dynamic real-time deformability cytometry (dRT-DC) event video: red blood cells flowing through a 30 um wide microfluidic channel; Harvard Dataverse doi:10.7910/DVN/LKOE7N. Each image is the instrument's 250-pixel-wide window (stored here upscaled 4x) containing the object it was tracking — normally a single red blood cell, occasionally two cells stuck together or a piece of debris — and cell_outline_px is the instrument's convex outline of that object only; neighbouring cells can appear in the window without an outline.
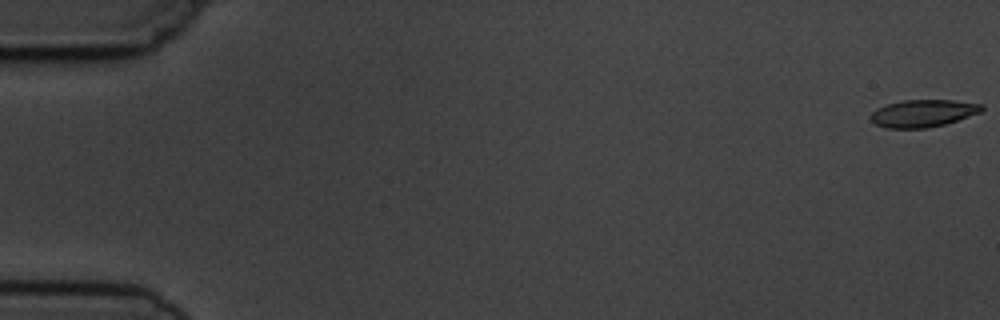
{"species": "common noctule bat (a hibernating species)", "species_latin": "Nyctalus noctula", "temperature_condition": "cold", "stored_images_in_passage": 3, "camera_frame_rate_fps": 3000, "um_per_image_px": 0.085, "animal": {"sex": "male", "body_mass_g": 19.5, "forearm_length_mm": 54.6}, "frame": {"image": 1, "passage_image": 1, "time_ms": 0.0, "image_size_px": [1000, 320], "cell_outline_px": [[984, 108], [980, 112], [944, 124], [928, 128], [888, 128], [876, 124], [868, 116], [876, 108], [888, 104], [904, 100], [952, 100], [984, 104]], "centroid_in_image_um": [78.44, 9.62], "position_along_channel_um": 6.6, "area_um2": 17.57}}